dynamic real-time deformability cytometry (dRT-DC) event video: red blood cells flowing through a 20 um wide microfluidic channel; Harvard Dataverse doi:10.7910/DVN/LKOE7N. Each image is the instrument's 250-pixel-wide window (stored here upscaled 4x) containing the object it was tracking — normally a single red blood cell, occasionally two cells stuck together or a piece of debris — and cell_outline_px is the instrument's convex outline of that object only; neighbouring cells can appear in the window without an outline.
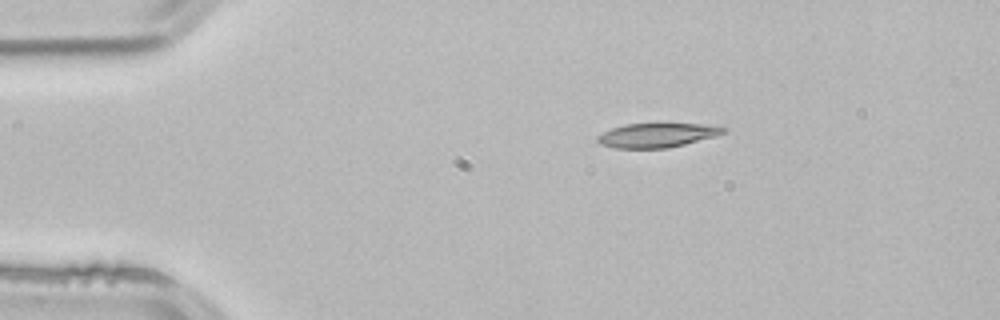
{"species": "common noctule bat (a hibernating species)", "species_latin": "Nyctalus noctula", "temperature_condition": "room temperature", "stored_images_in_passage": 1, "camera_frame_rate_fps": 3000, "um_per_image_px": 0.085, "animal": {"sex": "male", "body_mass_g": 21.5, "forearm_length_mm": 52.0}, "frame": {"image": 1, "passage_image": 1, "time_ms": 0.0, "image_size_px": [1000, 320], "cell_outline_px": [[728, 128], [724, 132], [716, 136], [668, 148], [616, 148], [600, 144], [596, 140], [596, 136], [612, 128], [624, 124], [708, 124]], "centroid_in_image_um": [55.84, 11.49], "position_along_channel_um": 29.2, "area_um2": 17.69}}